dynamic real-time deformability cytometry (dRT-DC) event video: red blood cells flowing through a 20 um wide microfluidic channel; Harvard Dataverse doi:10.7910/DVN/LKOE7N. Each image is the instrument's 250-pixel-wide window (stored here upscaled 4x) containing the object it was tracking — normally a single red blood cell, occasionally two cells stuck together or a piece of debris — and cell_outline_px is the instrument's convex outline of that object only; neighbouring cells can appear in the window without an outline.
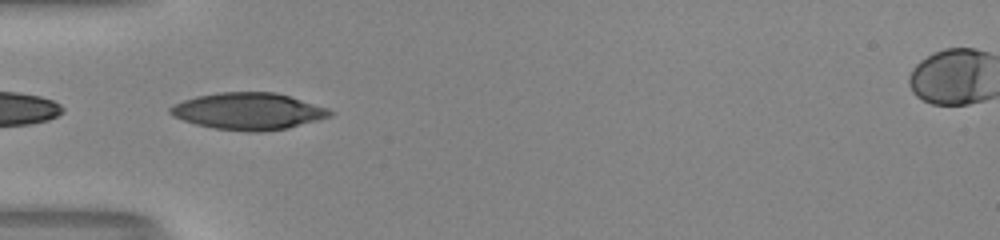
{"species": "human", "species_latin": "Homo sapiens", "temperature_condition": "room temperature", "stored_images_in_passage": 36, "camera_frame_rate_fps": 3000, "um_per_image_px": 0.085, "donor": {"sex": "male"}, "frame": {"image": 1, "passage_image": 1, "time_ms": 0.0, "image_size_px": [1000, 240], "cell_outline_px": [[332, 116], [288, 128], [260, 132], [248, 132], [216, 128], [196, 124], [172, 116], [168, 112], [168, 108], [172, 104], [196, 96], [220, 92], [276, 92], [328, 108], [332, 112]], "centroid_in_image_um": [21.09, 9.45], "position_along_channel_um": 63.9, "area_um2": 34.22}}
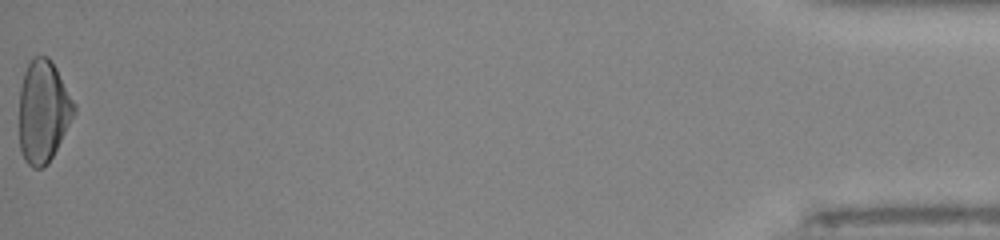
{"frame": {"image": 2, "passage_image": 36, "time_ms": 11.667, "image_size_px": [1000, 240], "cell_outline_px": [[76, 112], [48, 164], [44, 168], [32, 168], [24, 160], [20, 152], [20, 88], [24, 72], [32, 56], [48, 56], [52, 60], [76, 104]], "centroid_in_image_um": [3.68, 9.46], "position_along_channel_um": 431.5, "area_um2": 32.89}, "authors_computed_cell_mechanics": {"area_um2": 32.8882, "velocity_mm_per_s": 4.0256, "shape_relaxation_time_tau1_ms": 6.2879, "shape_relaxation_time_tau2_ms": 0.8808, "deformation_change_tau1": 0.2407, "deformation_change_tau2": 0.0516}}